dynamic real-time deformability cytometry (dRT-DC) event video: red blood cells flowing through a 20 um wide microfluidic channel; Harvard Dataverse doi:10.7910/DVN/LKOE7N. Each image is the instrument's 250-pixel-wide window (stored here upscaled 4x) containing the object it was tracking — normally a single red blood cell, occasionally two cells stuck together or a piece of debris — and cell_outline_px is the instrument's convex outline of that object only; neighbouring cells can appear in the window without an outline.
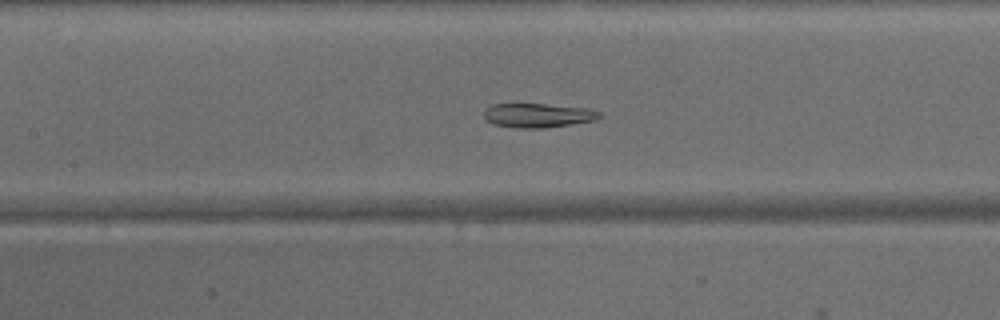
{"species": "common noctule bat (a hibernating species)", "species_latin": "Nyctalus noctula", "temperature_condition": "warm", "stored_images_in_passage": 34, "camera_frame_rate_fps": 3000, "um_per_image_px": 0.085, "animal": {"sex": "male", "body_mass_g": 15.6}, "frame": {"image": 1, "passage_image": 9, "time_ms": 2.667, "image_size_px": [1000, 320], "cell_outline_px": [[604, 116], [600, 120], [544, 128], [516, 128], [492, 124], [484, 120], [484, 108], [492, 104], [544, 104], [588, 108], [600, 112]], "centroid_in_image_um": [45.74, 9.81], "position_along_channel_um": 161.7, "area_um2": 16.65}}
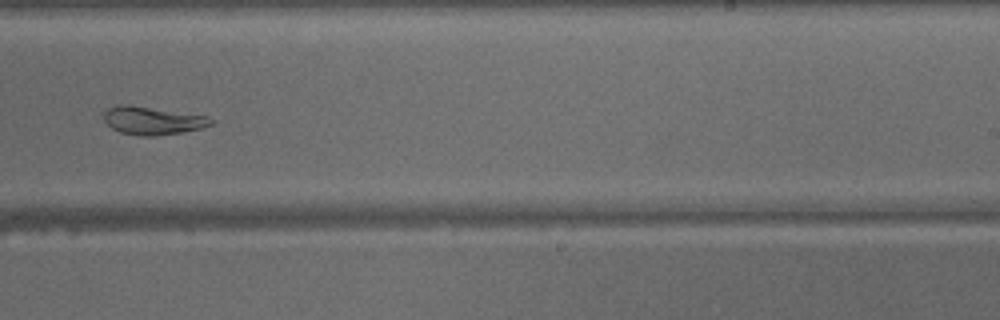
{"frame": {"image": 2, "passage_image": 17, "time_ms": 5.333, "image_size_px": [1000, 320], "cell_outline_px": [[212, 124], [200, 128], [180, 132], [156, 136], [140, 136], [120, 132], [112, 128], [104, 120], [104, 112], [108, 108], [116, 104], [128, 104], [204, 116], [212, 120]], "centroid_in_image_um": [12.88, 10.25], "position_along_channel_um": 276.1, "area_um2": 17.17}}
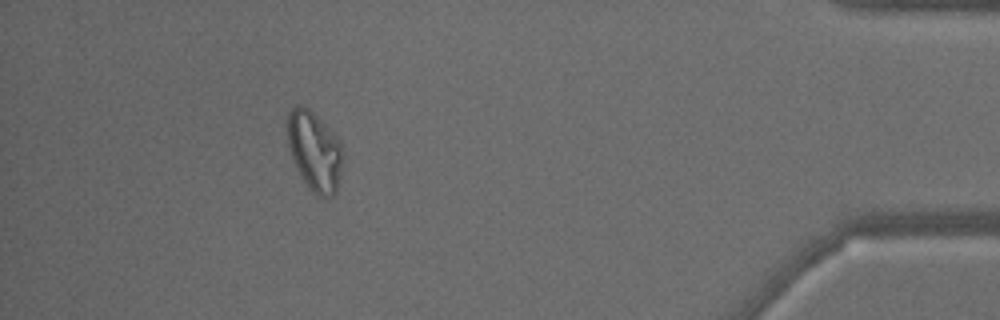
{"frame": {"image": 3, "passage_image": 30, "time_ms": 9.667, "image_size_px": [1000, 320], "cell_outline_px": [[344, 160], [336, 192], [332, 196], [324, 200], [316, 196], [308, 188], [300, 176], [296, 168], [288, 144], [288, 112], [296, 104], [300, 104], [308, 108], [340, 140], [344, 152]], "centroid_in_image_um": [26.76, 12.91], "position_along_channel_um": 408.4, "area_um2": 26.01}}